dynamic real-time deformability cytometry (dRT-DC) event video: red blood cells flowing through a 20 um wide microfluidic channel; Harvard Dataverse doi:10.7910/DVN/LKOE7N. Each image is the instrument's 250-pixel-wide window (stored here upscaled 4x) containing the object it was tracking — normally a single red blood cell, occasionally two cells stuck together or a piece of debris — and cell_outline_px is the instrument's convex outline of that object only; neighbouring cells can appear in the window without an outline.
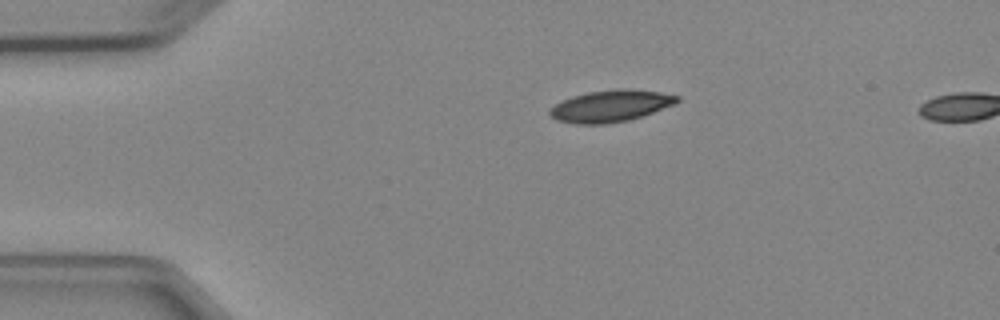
{"species": "Egyptian fruit bat (a non-hibernating species)", "species_latin": "Rousettus aegyptiacus", "temperature_condition": "cold", "stored_images_in_passage": 3, "segment_of_instrument_passage": [1, 2], "camera_frame_rate_fps": 3000, "um_per_image_px": 0.085, "animal": {"sex": "female"}, "frame": {"image": 1, "passage_image": 1, "time_ms": 0.0, "image_size_px": [1000, 320], "cell_outline_px": [[680, 100], [676, 104], [628, 120], [604, 124], [576, 124], [556, 120], [548, 116], [548, 112], [556, 104], [572, 96], [588, 92], [620, 88], [624, 88], [660, 92], [680, 96]], "centroid_in_image_um": [51.9, 9.0], "position_along_channel_um": 33.1, "area_um2": 23.47}}